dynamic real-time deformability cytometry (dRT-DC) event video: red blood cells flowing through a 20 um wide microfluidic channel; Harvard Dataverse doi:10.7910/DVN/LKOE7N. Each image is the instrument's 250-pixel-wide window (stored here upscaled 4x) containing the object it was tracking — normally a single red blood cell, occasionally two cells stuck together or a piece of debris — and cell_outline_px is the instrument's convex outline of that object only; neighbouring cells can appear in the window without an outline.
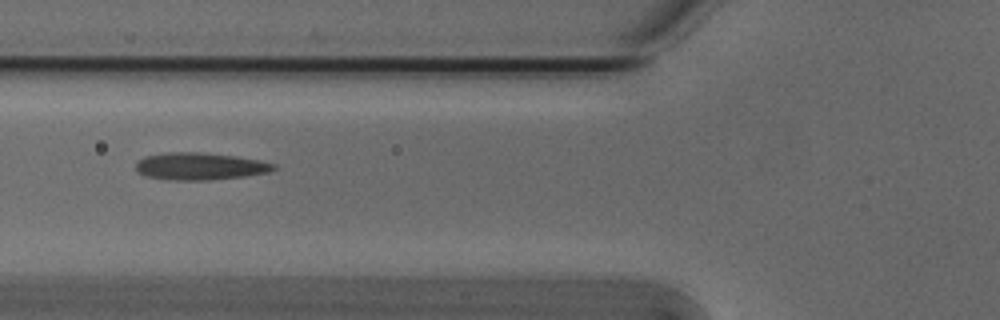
{"species": "Egyptian fruit bat (a non-hibernating species)", "species_latin": "Rousettus aegyptiacus", "temperature_condition": "cold", "stored_images_in_passage": 8, "camera_frame_rate_fps": 3000, "um_per_image_px": 0.085, "animal": {"sex": "male"}, "frame": {"image": 1, "passage_image": 6, "time_ms": 1.667, "image_size_px": [1000, 320], "cell_outline_px": [[276, 168], [268, 172], [244, 176], [212, 180], [176, 180], [148, 176], [136, 172], [136, 164], [144, 156], [168, 152], [200, 152], [236, 156], [260, 160], [276, 164]], "centroid_in_image_um": [17.01, 14.13], "position_along_channel_um": 108.8, "area_um2": 21.79}}
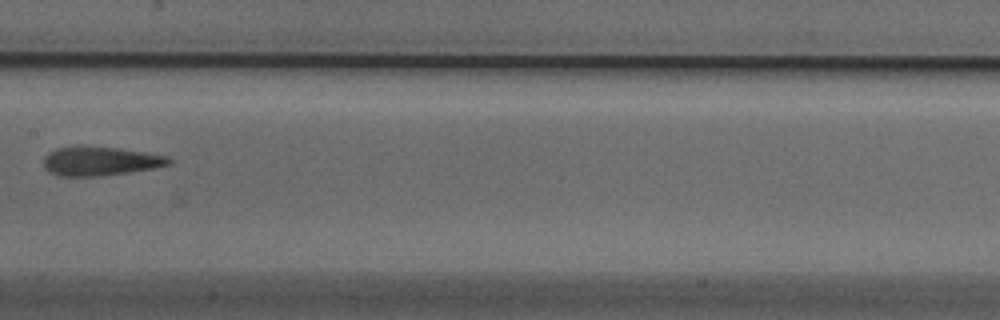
{"frame": {"image": 2, "passage_image": 8, "time_ms": 2.333, "image_size_px": [1000, 320], "cell_outline_px": [[172, 164], [152, 168], [128, 172], [96, 176], [60, 176], [48, 172], [44, 168], [44, 156], [48, 152], [56, 148], [80, 144], [116, 148], [144, 152], [168, 156], [172, 160]], "centroid_in_image_um": [8.46, 13.67], "position_along_channel_um": 198.9, "area_um2": 21.44}}